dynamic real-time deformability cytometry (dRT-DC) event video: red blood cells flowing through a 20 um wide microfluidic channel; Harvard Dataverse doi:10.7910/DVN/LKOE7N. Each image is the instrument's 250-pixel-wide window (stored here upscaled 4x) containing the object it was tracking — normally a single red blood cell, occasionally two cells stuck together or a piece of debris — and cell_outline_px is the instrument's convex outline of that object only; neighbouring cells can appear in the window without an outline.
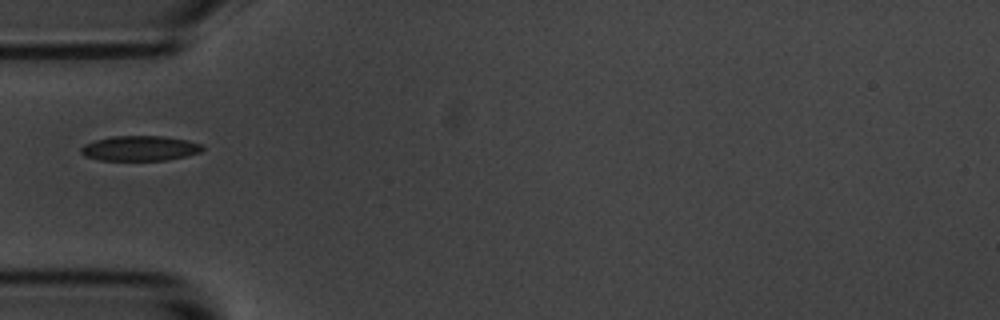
{"species": "common noctule bat (a hibernating species)", "species_latin": "Nyctalus noctula", "temperature_condition": "room temperature", "stored_images_in_passage": 29, "camera_frame_rate_fps": 3000, "um_per_image_px": 0.085, "animal": {"sex": "male", "body_mass_g": 20.1, "forearm_length_mm": 53.5}, "frame": {"image": 1, "passage_image": 1, "time_ms": 0.0, "image_size_px": [1000, 320], "cell_outline_px": [[204, 148], [200, 152], [168, 160], [100, 160], [84, 156], [80, 152], [80, 148], [84, 144], [96, 140], [112, 136], [164, 136], [188, 140], [200, 144]], "centroid_in_image_um": [11.87, 12.6], "position_along_channel_um": 73.1, "area_um2": 17.69}}
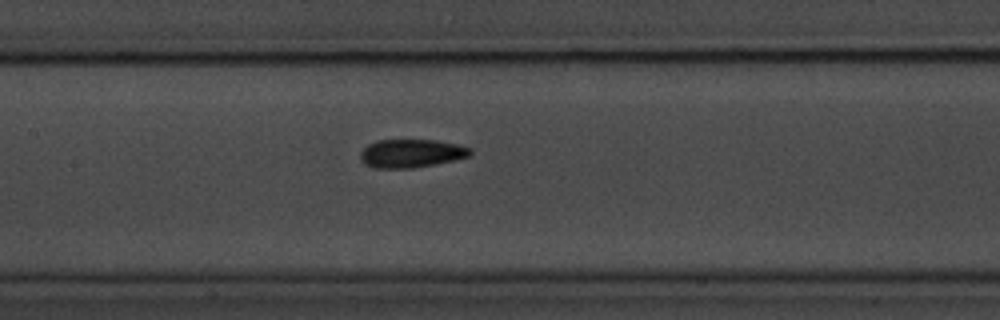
{"frame": {"image": 2, "passage_image": 9, "time_ms": 2.667, "image_size_px": [1000, 320], "cell_outline_px": [[472, 152], [468, 156], [452, 160], [412, 168], [376, 168], [360, 160], [360, 152], [368, 144], [376, 140], [436, 140], [456, 144], [472, 148]], "centroid_in_image_um": [34.93, 13.02], "position_along_channel_um": 172.5, "area_um2": 17.92}}
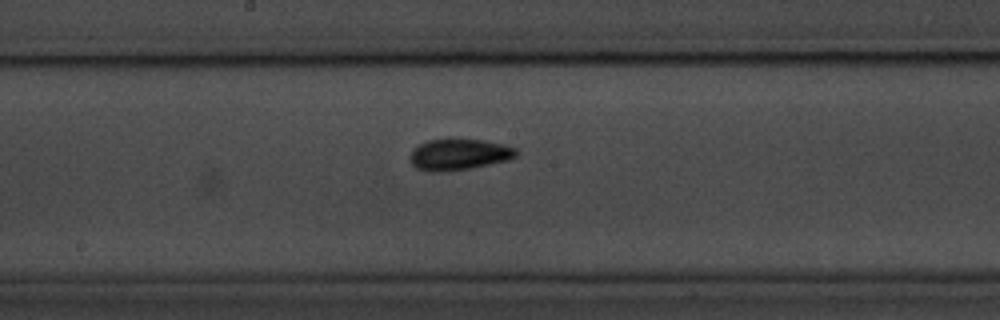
{"frame": {"image": 3, "passage_image": 12, "time_ms": 3.667, "image_size_px": [1000, 320], "cell_outline_px": [[520, 152], [516, 156], [508, 160], [468, 168], [440, 172], [428, 172], [416, 168], [412, 164], [412, 148], [416, 144], [428, 140], [484, 140], [504, 144], [516, 148]], "centroid_in_image_um": [39.02, 13.13], "position_along_channel_um": 209.2, "area_um2": 19.13}}